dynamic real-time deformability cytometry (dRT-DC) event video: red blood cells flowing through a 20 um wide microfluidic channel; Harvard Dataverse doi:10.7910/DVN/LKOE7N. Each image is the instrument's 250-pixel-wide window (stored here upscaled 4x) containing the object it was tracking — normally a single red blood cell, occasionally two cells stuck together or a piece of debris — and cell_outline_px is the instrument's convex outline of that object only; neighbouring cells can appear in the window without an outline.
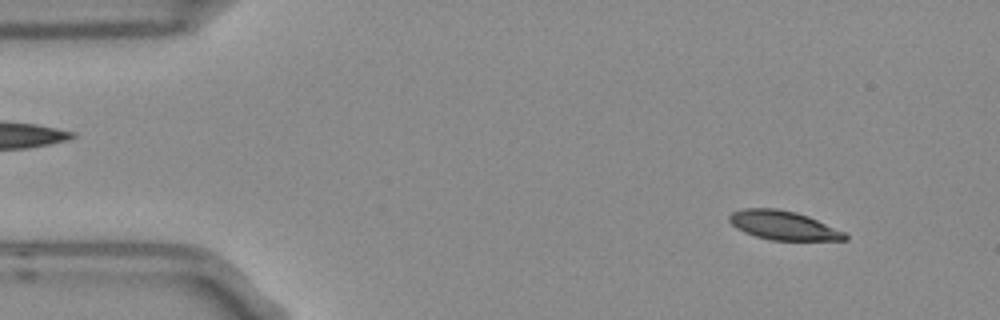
{"species": "Egyptian fruit bat (a non-hibernating species)", "species_latin": "Rousettus aegyptiacus", "temperature_condition": "room temperature", "stored_images_in_passage": 6, "camera_frame_rate_fps": 3000, "um_per_image_px": 0.085, "frame": {"image": 1, "passage_image": 2, "time_ms": 0.333, "image_size_px": [1000, 320], "cell_outline_px": [[848, 240], [772, 240], [756, 236], [744, 232], [736, 228], [728, 220], [728, 216], [732, 212], [740, 208], [776, 208], [796, 212], [808, 216], [844, 232], [848, 236]], "centroid_in_image_um": [66.54, 19.14], "position_along_channel_um": 18.5, "area_um2": 19.48}}
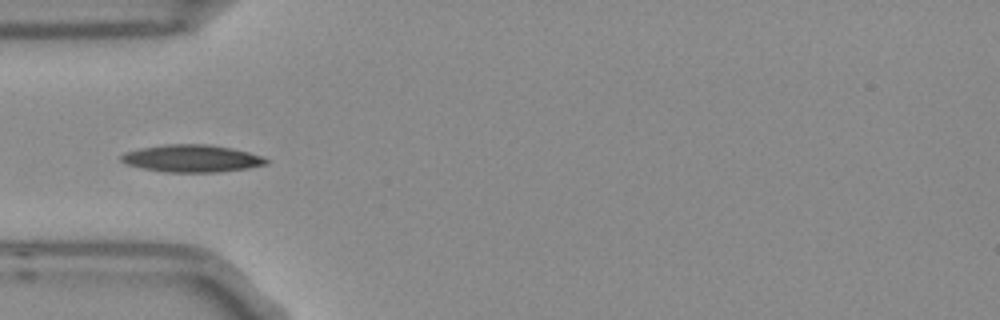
{"frame": {"image": 2, "passage_image": 5, "time_ms": 1.333, "image_size_px": [1000, 320], "cell_outline_px": [[268, 164], [248, 168], [216, 172], [164, 172], [144, 168], [128, 164], [120, 160], [120, 156], [124, 152], [140, 148], [168, 144], [208, 144], [232, 148], [248, 152], [260, 156], [268, 160]], "centroid_in_image_um": [16.3, 13.46], "position_along_channel_um": 68.7, "area_um2": 22.95}}
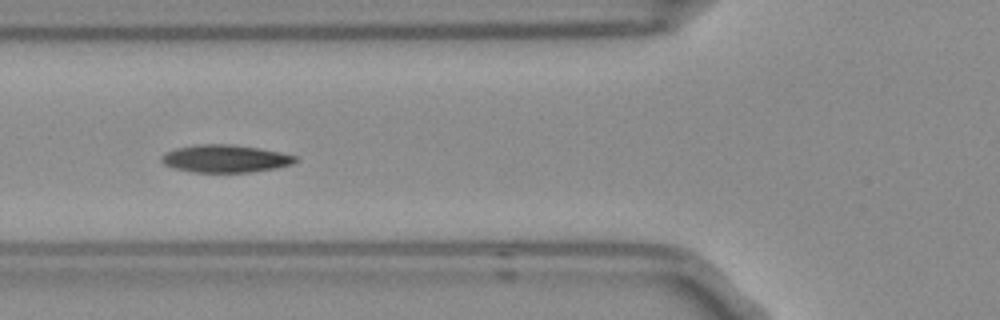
{"frame": {"image": 3, "passage_image": 6, "time_ms": 1.667, "image_size_px": [1000, 320], "cell_outline_px": [[296, 160], [292, 164], [276, 168], [252, 172], [192, 172], [176, 168], [164, 164], [160, 160], [160, 156], [164, 152], [176, 148], [200, 144], [228, 144], [256, 148], [280, 152], [296, 156]], "centroid_in_image_um": [19.11, 13.48], "position_along_channel_um": 106.7, "area_um2": 21.39}}